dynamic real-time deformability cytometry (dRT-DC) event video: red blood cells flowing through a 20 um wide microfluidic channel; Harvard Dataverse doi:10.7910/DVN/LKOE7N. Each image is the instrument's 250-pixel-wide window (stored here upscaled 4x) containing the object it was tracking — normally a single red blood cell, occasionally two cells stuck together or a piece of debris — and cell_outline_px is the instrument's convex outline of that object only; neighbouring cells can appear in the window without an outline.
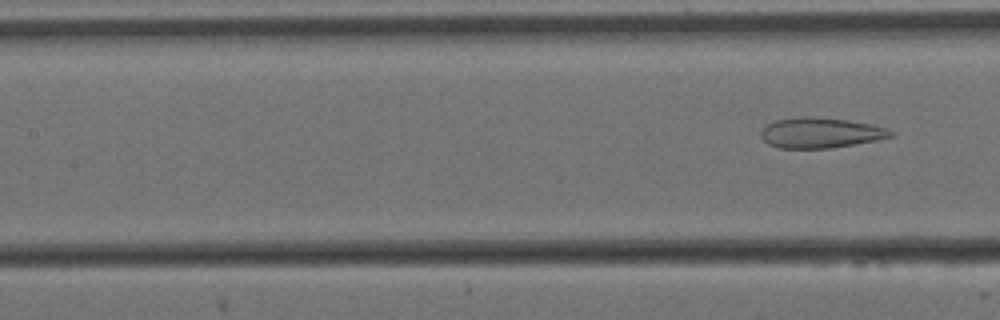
{"species": "Egyptian fruit bat (a non-hibernating species)", "species_latin": "Rousettus aegyptiacus", "temperature_condition": "cold", "stored_images_in_passage": 6, "camera_frame_rate_fps": 3000, "um_per_image_px": 0.085, "animal": {"sex": "female"}, "frame": {"image": 1, "passage_image": 6, "time_ms": 1.667, "image_size_px": [1000, 320], "cell_outline_px": [[892, 136], [876, 140], [832, 148], [780, 148], [768, 144], [760, 136], [760, 132], [768, 124], [776, 120], [804, 116], [808, 116], [848, 120], [872, 124], [888, 128], [892, 132]], "centroid_in_image_um": [69.74, 11.29], "position_along_channel_um": 137.7, "area_um2": 22.83}}